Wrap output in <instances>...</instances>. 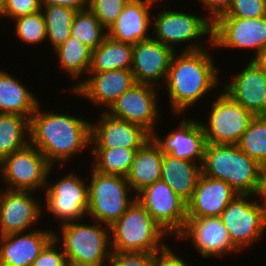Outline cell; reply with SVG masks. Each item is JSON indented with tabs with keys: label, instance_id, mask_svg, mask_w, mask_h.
I'll use <instances>...</instances> for the list:
<instances>
[{
	"label": "cell",
	"instance_id": "obj_11",
	"mask_svg": "<svg viewBox=\"0 0 266 266\" xmlns=\"http://www.w3.org/2000/svg\"><path fill=\"white\" fill-rule=\"evenodd\" d=\"M52 165L44 154L30 143L0 161V182L9 190L43 192Z\"/></svg>",
	"mask_w": 266,
	"mask_h": 266
},
{
	"label": "cell",
	"instance_id": "obj_10",
	"mask_svg": "<svg viewBox=\"0 0 266 266\" xmlns=\"http://www.w3.org/2000/svg\"><path fill=\"white\" fill-rule=\"evenodd\" d=\"M220 91L212 97L213 101L207 102L211 105L204 122L199 121L207 143L237 144L255 116L222 89Z\"/></svg>",
	"mask_w": 266,
	"mask_h": 266
},
{
	"label": "cell",
	"instance_id": "obj_7",
	"mask_svg": "<svg viewBox=\"0 0 266 266\" xmlns=\"http://www.w3.org/2000/svg\"><path fill=\"white\" fill-rule=\"evenodd\" d=\"M58 166H52L48 172L47 184L43 191L42 208L44 214H49L56 225L74 222L87 218L88 210V182L86 178L74 169L62 172L59 178L53 181L52 172H58ZM75 172V173H74ZM47 211V212H46ZM45 212V213H44Z\"/></svg>",
	"mask_w": 266,
	"mask_h": 266
},
{
	"label": "cell",
	"instance_id": "obj_12",
	"mask_svg": "<svg viewBox=\"0 0 266 266\" xmlns=\"http://www.w3.org/2000/svg\"><path fill=\"white\" fill-rule=\"evenodd\" d=\"M212 45L215 50L235 49L238 52L243 50V53L249 50L252 54L248 58L251 60L266 47V16L217 17L212 22Z\"/></svg>",
	"mask_w": 266,
	"mask_h": 266
},
{
	"label": "cell",
	"instance_id": "obj_6",
	"mask_svg": "<svg viewBox=\"0 0 266 266\" xmlns=\"http://www.w3.org/2000/svg\"><path fill=\"white\" fill-rule=\"evenodd\" d=\"M169 238L137 199L110 225V247L115 252L155 253L168 244L165 239Z\"/></svg>",
	"mask_w": 266,
	"mask_h": 266
},
{
	"label": "cell",
	"instance_id": "obj_3",
	"mask_svg": "<svg viewBox=\"0 0 266 266\" xmlns=\"http://www.w3.org/2000/svg\"><path fill=\"white\" fill-rule=\"evenodd\" d=\"M159 4L162 5L165 2H157L153 9V39L172 48L175 52L197 51L212 44V21L204 13H189L187 9L182 11L185 8L178 10L177 7L166 9L165 5L162 8Z\"/></svg>",
	"mask_w": 266,
	"mask_h": 266
},
{
	"label": "cell",
	"instance_id": "obj_33",
	"mask_svg": "<svg viewBox=\"0 0 266 266\" xmlns=\"http://www.w3.org/2000/svg\"><path fill=\"white\" fill-rule=\"evenodd\" d=\"M71 36L94 50L107 37V30L95 14L86 8L76 12L71 26Z\"/></svg>",
	"mask_w": 266,
	"mask_h": 266
},
{
	"label": "cell",
	"instance_id": "obj_38",
	"mask_svg": "<svg viewBox=\"0 0 266 266\" xmlns=\"http://www.w3.org/2000/svg\"><path fill=\"white\" fill-rule=\"evenodd\" d=\"M41 0H4L2 19L11 20L41 11Z\"/></svg>",
	"mask_w": 266,
	"mask_h": 266
},
{
	"label": "cell",
	"instance_id": "obj_44",
	"mask_svg": "<svg viewBox=\"0 0 266 266\" xmlns=\"http://www.w3.org/2000/svg\"><path fill=\"white\" fill-rule=\"evenodd\" d=\"M260 196L266 199V160L260 164Z\"/></svg>",
	"mask_w": 266,
	"mask_h": 266
},
{
	"label": "cell",
	"instance_id": "obj_14",
	"mask_svg": "<svg viewBox=\"0 0 266 266\" xmlns=\"http://www.w3.org/2000/svg\"><path fill=\"white\" fill-rule=\"evenodd\" d=\"M136 199L171 237L175 239L182 232L187 220L186 202L164 181L144 187Z\"/></svg>",
	"mask_w": 266,
	"mask_h": 266
},
{
	"label": "cell",
	"instance_id": "obj_8",
	"mask_svg": "<svg viewBox=\"0 0 266 266\" xmlns=\"http://www.w3.org/2000/svg\"><path fill=\"white\" fill-rule=\"evenodd\" d=\"M219 218L228 231L232 245L240 253L247 252L265 236L266 199L260 195L238 194Z\"/></svg>",
	"mask_w": 266,
	"mask_h": 266
},
{
	"label": "cell",
	"instance_id": "obj_24",
	"mask_svg": "<svg viewBox=\"0 0 266 266\" xmlns=\"http://www.w3.org/2000/svg\"><path fill=\"white\" fill-rule=\"evenodd\" d=\"M237 195L228 183L201 174L192 198L186 203L187 218L219 217Z\"/></svg>",
	"mask_w": 266,
	"mask_h": 266
},
{
	"label": "cell",
	"instance_id": "obj_28",
	"mask_svg": "<svg viewBox=\"0 0 266 266\" xmlns=\"http://www.w3.org/2000/svg\"><path fill=\"white\" fill-rule=\"evenodd\" d=\"M201 174L200 163L163 154L161 180L186 203L192 198Z\"/></svg>",
	"mask_w": 266,
	"mask_h": 266
},
{
	"label": "cell",
	"instance_id": "obj_32",
	"mask_svg": "<svg viewBox=\"0 0 266 266\" xmlns=\"http://www.w3.org/2000/svg\"><path fill=\"white\" fill-rule=\"evenodd\" d=\"M41 11L45 18L48 46L54 50L71 36V26L77 11L60 5L42 6Z\"/></svg>",
	"mask_w": 266,
	"mask_h": 266
},
{
	"label": "cell",
	"instance_id": "obj_29",
	"mask_svg": "<svg viewBox=\"0 0 266 266\" xmlns=\"http://www.w3.org/2000/svg\"><path fill=\"white\" fill-rule=\"evenodd\" d=\"M133 45L119 42L108 36L92 51L89 72L131 70Z\"/></svg>",
	"mask_w": 266,
	"mask_h": 266
},
{
	"label": "cell",
	"instance_id": "obj_15",
	"mask_svg": "<svg viewBox=\"0 0 266 266\" xmlns=\"http://www.w3.org/2000/svg\"><path fill=\"white\" fill-rule=\"evenodd\" d=\"M192 116L193 114L171 115V119L181 118L173 130L161 136L160 129L157 128L151 134V138L163 154L202 164L207 144L206 137L199 118Z\"/></svg>",
	"mask_w": 266,
	"mask_h": 266
},
{
	"label": "cell",
	"instance_id": "obj_1",
	"mask_svg": "<svg viewBox=\"0 0 266 266\" xmlns=\"http://www.w3.org/2000/svg\"><path fill=\"white\" fill-rule=\"evenodd\" d=\"M213 45L197 51H178L172 56L168 74L163 84V95H167L170 115H188L189 108L196 107L221 90V67L213 58ZM213 53V54H212ZM213 55V56H212ZM216 64V65H215ZM221 70V71H220ZM219 89V90H218ZM214 91V92H213ZM216 91V92H215ZM167 93V94H166ZM214 93V94H213ZM216 93V94H215ZM204 98V99H203Z\"/></svg>",
	"mask_w": 266,
	"mask_h": 266
},
{
	"label": "cell",
	"instance_id": "obj_25",
	"mask_svg": "<svg viewBox=\"0 0 266 266\" xmlns=\"http://www.w3.org/2000/svg\"><path fill=\"white\" fill-rule=\"evenodd\" d=\"M19 78L5 68L0 69V113L19 114L30 119L41 100Z\"/></svg>",
	"mask_w": 266,
	"mask_h": 266
},
{
	"label": "cell",
	"instance_id": "obj_23",
	"mask_svg": "<svg viewBox=\"0 0 266 266\" xmlns=\"http://www.w3.org/2000/svg\"><path fill=\"white\" fill-rule=\"evenodd\" d=\"M155 4L152 0H129L118 19L107 30V36L132 45L150 39Z\"/></svg>",
	"mask_w": 266,
	"mask_h": 266
},
{
	"label": "cell",
	"instance_id": "obj_34",
	"mask_svg": "<svg viewBox=\"0 0 266 266\" xmlns=\"http://www.w3.org/2000/svg\"><path fill=\"white\" fill-rule=\"evenodd\" d=\"M9 24H14L13 33L19 42L26 46L47 44V30L42 11L17 17ZM45 42V43H44Z\"/></svg>",
	"mask_w": 266,
	"mask_h": 266
},
{
	"label": "cell",
	"instance_id": "obj_42",
	"mask_svg": "<svg viewBox=\"0 0 266 266\" xmlns=\"http://www.w3.org/2000/svg\"><path fill=\"white\" fill-rule=\"evenodd\" d=\"M206 16L213 22L218 16L224 14L230 7L232 0H197Z\"/></svg>",
	"mask_w": 266,
	"mask_h": 266
},
{
	"label": "cell",
	"instance_id": "obj_17",
	"mask_svg": "<svg viewBox=\"0 0 266 266\" xmlns=\"http://www.w3.org/2000/svg\"><path fill=\"white\" fill-rule=\"evenodd\" d=\"M190 241L192 248L204 259L222 258L240 254L232 245L228 231L219 217L187 218L182 232L174 239Z\"/></svg>",
	"mask_w": 266,
	"mask_h": 266
},
{
	"label": "cell",
	"instance_id": "obj_45",
	"mask_svg": "<svg viewBox=\"0 0 266 266\" xmlns=\"http://www.w3.org/2000/svg\"><path fill=\"white\" fill-rule=\"evenodd\" d=\"M251 60L258 67L266 71V47L261 49Z\"/></svg>",
	"mask_w": 266,
	"mask_h": 266
},
{
	"label": "cell",
	"instance_id": "obj_22",
	"mask_svg": "<svg viewBox=\"0 0 266 266\" xmlns=\"http://www.w3.org/2000/svg\"><path fill=\"white\" fill-rule=\"evenodd\" d=\"M46 228L39 225V228L30 231L0 236V266H32L54 238V229Z\"/></svg>",
	"mask_w": 266,
	"mask_h": 266
},
{
	"label": "cell",
	"instance_id": "obj_30",
	"mask_svg": "<svg viewBox=\"0 0 266 266\" xmlns=\"http://www.w3.org/2000/svg\"><path fill=\"white\" fill-rule=\"evenodd\" d=\"M30 119L19 114L0 113V161L30 143Z\"/></svg>",
	"mask_w": 266,
	"mask_h": 266
},
{
	"label": "cell",
	"instance_id": "obj_2",
	"mask_svg": "<svg viewBox=\"0 0 266 266\" xmlns=\"http://www.w3.org/2000/svg\"><path fill=\"white\" fill-rule=\"evenodd\" d=\"M42 103L30 117V144L39 149L52 166L62 169L78 155L91 153L88 150L91 149V119L70 115V111L67 114L64 110L59 113L50 108L44 110Z\"/></svg>",
	"mask_w": 266,
	"mask_h": 266
},
{
	"label": "cell",
	"instance_id": "obj_37",
	"mask_svg": "<svg viewBox=\"0 0 266 266\" xmlns=\"http://www.w3.org/2000/svg\"><path fill=\"white\" fill-rule=\"evenodd\" d=\"M266 16V0H232L228 10L218 17L259 18Z\"/></svg>",
	"mask_w": 266,
	"mask_h": 266
},
{
	"label": "cell",
	"instance_id": "obj_40",
	"mask_svg": "<svg viewBox=\"0 0 266 266\" xmlns=\"http://www.w3.org/2000/svg\"><path fill=\"white\" fill-rule=\"evenodd\" d=\"M67 263L61 245L53 238L40 252L32 266H66Z\"/></svg>",
	"mask_w": 266,
	"mask_h": 266
},
{
	"label": "cell",
	"instance_id": "obj_5",
	"mask_svg": "<svg viewBox=\"0 0 266 266\" xmlns=\"http://www.w3.org/2000/svg\"><path fill=\"white\" fill-rule=\"evenodd\" d=\"M201 170L228 183L238 194L260 195V164L236 144L207 143Z\"/></svg>",
	"mask_w": 266,
	"mask_h": 266
},
{
	"label": "cell",
	"instance_id": "obj_41",
	"mask_svg": "<svg viewBox=\"0 0 266 266\" xmlns=\"http://www.w3.org/2000/svg\"><path fill=\"white\" fill-rule=\"evenodd\" d=\"M171 245L169 246L168 243L164 248L154 253V266H192L190 261L183 257L182 251L181 254L179 253L178 249L180 248L173 250Z\"/></svg>",
	"mask_w": 266,
	"mask_h": 266
},
{
	"label": "cell",
	"instance_id": "obj_46",
	"mask_svg": "<svg viewBox=\"0 0 266 266\" xmlns=\"http://www.w3.org/2000/svg\"><path fill=\"white\" fill-rule=\"evenodd\" d=\"M3 6H4V0H0V16L2 15L3 12Z\"/></svg>",
	"mask_w": 266,
	"mask_h": 266
},
{
	"label": "cell",
	"instance_id": "obj_4",
	"mask_svg": "<svg viewBox=\"0 0 266 266\" xmlns=\"http://www.w3.org/2000/svg\"><path fill=\"white\" fill-rule=\"evenodd\" d=\"M54 228L57 229H54V239L61 245L68 263L78 266L109 265L110 226L85 218Z\"/></svg>",
	"mask_w": 266,
	"mask_h": 266
},
{
	"label": "cell",
	"instance_id": "obj_16",
	"mask_svg": "<svg viewBox=\"0 0 266 266\" xmlns=\"http://www.w3.org/2000/svg\"><path fill=\"white\" fill-rule=\"evenodd\" d=\"M37 194L0 187V236L39 228L36 225L42 224L43 201Z\"/></svg>",
	"mask_w": 266,
	"mask_h": 266
},
{
	"label": "cell",
	"instance_id": "obj_9",
	"mask_svg": "<svg viewBox=\"0 0 266 266\" xmlns=\"http://www.w3.org/2000/svg\"><path fill=\"white\" fill-rule=\"evenodd\" d=\"M89 167L87 218L110 226L126 212L136 194L126 177L102 174Z\"/></svg>",
	"mask_w": 266,
	"mask_h": 266
},
{
	"label": "cell",
	"instance_id": "obj_27",
	"mask_svg": "<svg viewBox=\"0 0 266 266\" xmlns=\"http://www.w3.org/2000/svg\"><path fill=\"white\" fill-rule=\"evenodd\" d=\"M92 51L91 48L72 36L56 49L50 51L56 56L59 73L64 72V75L66 73L72 82H75L69 89L62 87V92H69L70 94L83 78H86L91 65Z\"/></svg>",
	"mask_w": 266,
	"mask_h": 266
},
{
	"label": "cell",
	"instance_id": "obj_20",
	"mask_svg": "<svg viewBox=\"0 0 266 266\" xmlns=\"http://www.w3.org/2000/svg\"><path fill=\"white\" fill-rule=\"evenodd\" d=\"M98 118V119H97ZM151 134L142 126L99 112L91 119V148L139 149Z\"/></svg>",
	"mask_w": 266,
	"mask_h": 266
},
{
	"label": "cell",
	"instance_id": "obj_43",
	"mask_svg": "<svg viewBox=\"0 0 266 266\" xmlns=\"http://www.w3.org/2000/svg\"><path fill=\"white\" fill-rule=\"evenodd\" d=\"M60 5L81 11L88 8V0H41V6Z\"/></svg>",
	"mask_w": 266,
	"mask_h": 266
},
{
	"label": "cell",
	"instance_id": "obj_48",
	"mask_svg": "<svg viewBox=\"0 0 266 266\" xmlns=\"http://www.w3.org/2000/svg\"><path fill=\"white\" fill-rule=\"evenodd\" d=\"M66 266H78V265H73V264L67 263Z\"/></svg>",
	"mask_w": 266,
	"mask_h": 266
},
{
	"label": "cell",
	"instance_id": "obj_35",
	"mask_svg": "<svg viewBox=\"0 0 266 266\" xmlns=\"http://www.w3.org/2000/svg\"><path fill=\"white\" fill-rule=\"evenodd\" d=\"M238 148L259 164L266 160V116H255L244 131Z\"/></svg>",
	"mask_w": 266,
	"mask_h": 266
},
{
	"label": "cell",
	"instance_id": "obj_26",
	"mask_svg": "<svg viewBox=\"0 0 266 266\" xmlns=\"http://www.w3.org/2000/svg\"><path fill=\"white\" fill-rule=\"evenodd\" d=\"M162 160L163 153L152 138L137 150L126 176L135 194L144 187L161 180Z\"/></svg>",
	"mask_w": 266,
	"mask_h": 266
},
{
	"label": "cell",
	"instance_id": "obj_47",
	"mask_svg": "<svg viewBox=\"0 0 266 266\" xmlns=\"http://www.w3.org/2000/svg\"><path fill=\"white\" fill-rule=\"evenodd\" d=\"M152 1H155L156 3L157 2H163V1H165V0H152ZM167 1V0H166Z\"/></svg>",
	"mask_w": 266,
	"mask_h": 266
},
{
	"label": "cell",
	"instance_id": "obj_18",
	"mask_svg": "<svg viewBox=\"0 0 266 266\" xmlns=\"http://www.w3.org/2000/svg\"><path fill=\"white\" fill-rule=\"evenodd\" d=\"M71 94L84 98L97 106L100 112H106L112 104L136 82L131 70H111L105 72H88ZM101 106V108H100ZM102 109V110H101Z\"/></svg>",
	"mask_w": 266,
	"mask_h": 266
},
{
	"label": "cell",
	"instance_id": "obj_31",
	"mask_svg": "<svg viewBox=\"0 0 266 266\" xmlns=\"http://www.w3.org/2000/svg\"><path fill=\"white\" fill-rule=\"evenodd\" d=\"M91 167L99 173L126 177L138 149L91 148Z\"/></svg>",
	"mask_w": 266,
	"mask_h": 266
},
{
	"label": "cell",
	"instance_id": "obj_19",
	"mask_svg": "<svg viewBox=\"0 0 266 266\" xmlns=\"http://www.w3.org/2000/svg\"><path fill=\"white\" fill-rule=\"evenodd\" d=\"M247 60L229 75L231 80L222 81L221 89L254 116H266V71Z\"/></svg>",
	"mask_w": 266,
	"mask_h": 266
},
{
	"label": "cell",
	"instance_id": "obj_39",
	"mask_svg": "<svg viewBox=\"0 0 266 266\" xmlns=\"http://www.w3.org/2000/svg\"><path fill=\"white\" fill-rule=\"evenodd\" d=\"M108 266H154V253L111 251Z\"/></svg>",
	"mask_w": 266,
	"mask_h": 266
},
{
	"label": "cell",
	"instance_id": "obj_36",
	"mask_svg": "<svg viewBox=\"0 0 266 266\" xmlns=\"http://www.w3.org/2000/svg\"><path fill=\"white\" fill-rule=\"evenodd\" d=\"M129 0H88V8L95 14L101 25L108 30L118 19Z\"/></svg>",
	"mask_w": 266,
	"mask_h": 266
},
{
	"label": "cell",
	"instance_id": "obj_21",
	"mask_svg": "<svg viewBox=\"0 0 266 266\" xmlns=\"http://www.w3.org/2000/svg\"><path fill=\"white\" fill-rule=\"evenodd\" d=\"M174 53L172 48L152 37L134 44L131 72L135 82L151 84L161 89Z\"/></svg>",
	"mask_w": 266,
	"mask_h": 266
},
{
	"label": "cell",
	"instance_id": "obj_13",
	"mask_svg": "<svg viewBox=\"0 0 266 266\" xmlns=\"http://www.w3.org/2000/svg\"><path fill=\"white\" fill-rule=\"evenodd\" d=\"M158 88L151 84L135 83L106 112L112 117L140 125L152 134L162 125L160 122L164 113H161L159 100L162 98Z\"/></svg>",
	"mask_w": 266,
	"mask_h": 266
}]
</instances>
